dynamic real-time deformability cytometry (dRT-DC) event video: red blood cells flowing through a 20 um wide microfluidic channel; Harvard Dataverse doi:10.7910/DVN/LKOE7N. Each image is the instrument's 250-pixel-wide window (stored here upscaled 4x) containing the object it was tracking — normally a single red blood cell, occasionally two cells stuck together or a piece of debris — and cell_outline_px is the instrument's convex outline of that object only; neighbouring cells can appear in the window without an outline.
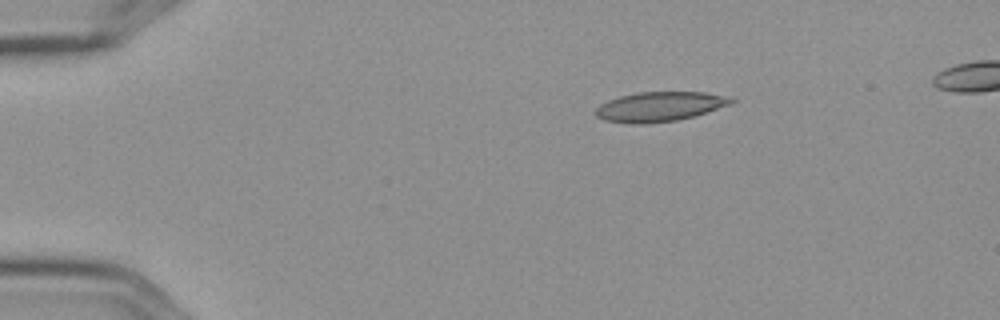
{"species": "Egyptian fruit bat (a non-hibernating species)", "species_latin": "Rousettus aegyptiacus", "temperature_condition": "cold", "stored_images_in_passage": 4, "camera_frame_rate_fps": 3000, "um_per_image_px": 0.085, "frame": {"image": 1, "passage_image": 1, "time_ms": 0.0, "image_size_px": [1000, 320], "cell_outline_px": [[736, 100], [732, 104], [692, 116], [676, 120], [644, 124], [632, 124], [604, 120], [596, 116], [592, 112], [600, 104], [608, 100], [620, 96], [636, 92], [704, 92], [728, 96]], "centroid_in_image_um": [56.03, 9.06], "position_along_channel_um": 29.0, "area_um2": 23.47}}
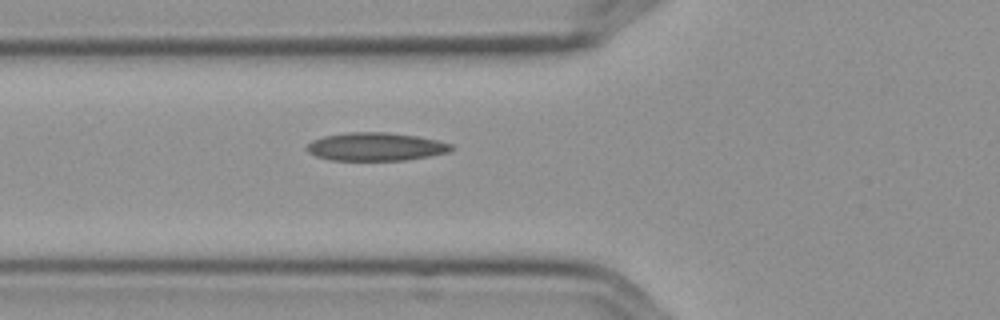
{"frame": {"image": 2, "passage_image": 4, "time_ms": 1.0, "image_size_px": [1000, 320], "cell_outline_px": [[452, 148], [448, 152], [428, 156], [404, 160], [328, 160], [316, 156], [308, 152], [304, 148], [312, 140], [324, 136], [348, 132], [388, 132], [416, 136], [436, 140], [452, 144]], "centroid_in_image_um": [31.88, 12.47], "position_along_channel_um": 93.9, "area_um2": 23.64}}